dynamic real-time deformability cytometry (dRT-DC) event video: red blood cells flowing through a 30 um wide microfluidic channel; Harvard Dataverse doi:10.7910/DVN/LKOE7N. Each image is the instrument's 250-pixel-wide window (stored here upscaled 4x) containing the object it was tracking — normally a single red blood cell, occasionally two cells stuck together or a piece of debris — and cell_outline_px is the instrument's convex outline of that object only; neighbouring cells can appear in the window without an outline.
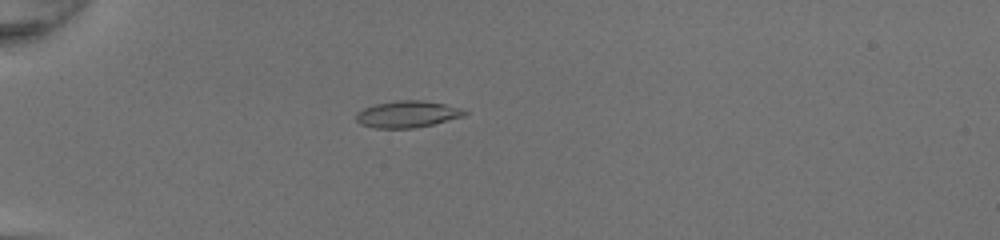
{"species": "common noctule bat (a hibernating species)", "species_latin": "Nyctalus noctula", "temperature_condition": "room temperature", "stored_images_in_passage": 45, "camera_frame_rate_fps": 3000, "um_per_image_px": 0.085, "animal": {"sex": "female", "body_mass_g": 20.0, "forearm_length_mm": 54.0}, "frame": {"image": 1, "passage_image": 11, "time_ms": 3.333, "image_size_px": [1000, 240], "cell_outline_px": [[468, 112], [464, 116], [432, 124], [412, 128], [372, 128], [360, 124], [356, 120], [356, 112], [364, 108], [376, 104], [396, 100], [424, 100], [444, 104], [460, 108]], "centroid_in_image_um": [34.59, 9.7], "position_along_channel_um": 50.4, "area_um2": 16.82}}
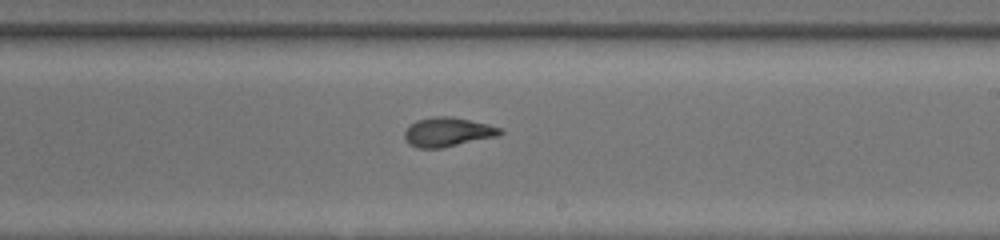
{"frame": {"image": 2, "passage_image": 27, "time_ms": 8.667, "image_size_px": [1000, 240], "cell_outline_px": [[504, 132], [500, 136], [440, 148], [416, 148], [408, 144], [404, 140], [404, 132], [408, 124], [416, 120], [436, 116], [452, 116], [488, 124], [500, 128]], "centroid_in_image_um": [38.02, 11.22], "position_along_channel_um": 251.0, "area_um2": 16.53}}
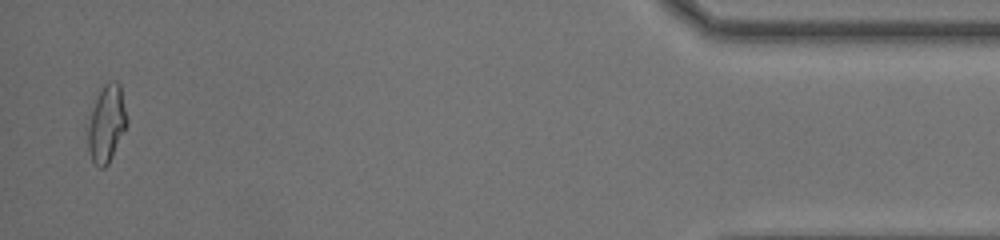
{"frame": {"image": 3, "passage_image": 44, "time_ms": 14.333, "image_size_px": [1000, 240], "cell_outline_px": [[128, 124], [108, 164], [104, 168], [100, 168], [92, 160], [88, 148], [88, 128], [92, 112], [96, 100], [104, 84], [108, 80], [116, 80], [120, 84], [128, 120]], "centroid_in_image_um": [9.09, 10.5], "position_along_channel_um": 426.1, "area_um2": 17.28}, "authors_computed_cell_mechanics": {"area_um2": 16.6464, "velocity_mm_per_s": 4.3238, "shape_relaxation_time_tau1_ms": 7.1181, "shape_relaxation_time_tau2_ms": 1.1476, "deformation_change_tau1": 0.2907, "deformation_change_tau2": 0.0602}}